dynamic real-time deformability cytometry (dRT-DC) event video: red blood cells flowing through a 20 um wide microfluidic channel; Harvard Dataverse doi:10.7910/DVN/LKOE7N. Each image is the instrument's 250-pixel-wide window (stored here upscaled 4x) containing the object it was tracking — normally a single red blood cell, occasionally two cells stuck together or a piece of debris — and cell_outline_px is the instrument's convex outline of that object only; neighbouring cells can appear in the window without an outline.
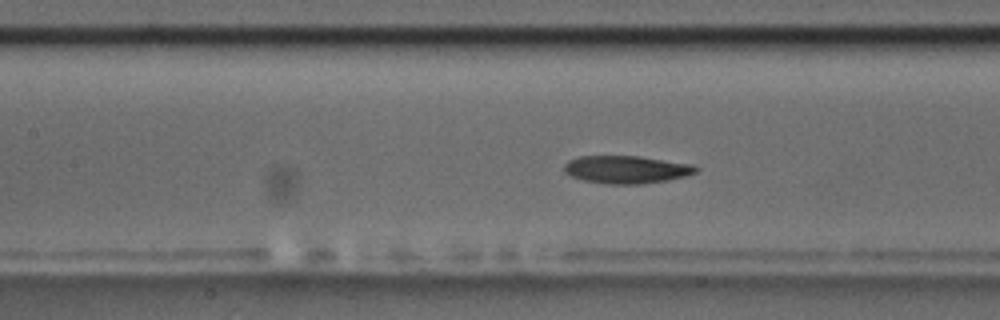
{"species": "common noctule bat (a hibernating species)", "species_latin": "Nyctalus noctula", "temperature_condition": "room temperature", "stored_images_in_passage": 43, "camera_frame_rate_fps": 3000, "um_per_image_px": 0.085, "animal": {"sex": "male", "body_mass_g": 17.5, "forearm_length_mm": 52.3}, "frame": {"image": 1, "passage_image": 10, "time_ms": 3.0, "image_size_px": [1000, 320], "cell_outline_px": [[700, 168], [696, 172], [684, 176], [668, 180], [640, 184], [604, 184], [584, 180], [572, 176], [564, 172], [564, 164], [568, 160], [580, 156], [640, 156], [692, 164]], "centroid_in_image_um": [53.24, 14.4], "position_along_channel_um": 154.2, "area_um2": 21.33}}
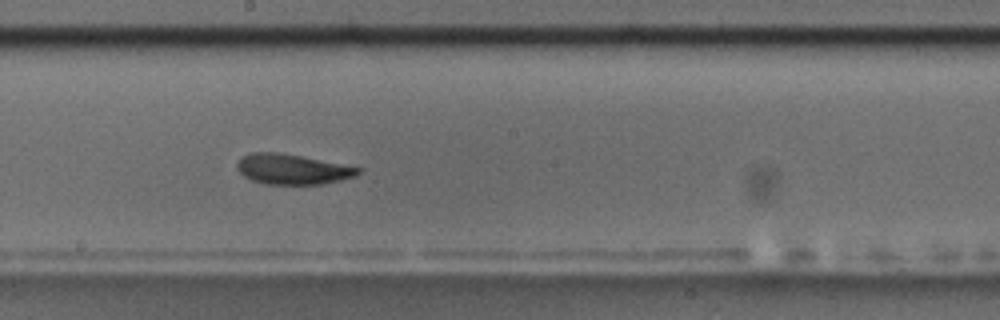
{"frame": {"image": 2, "passage_image": 16, "time_ms": 5.0, "image_size_px": [1000, 320], "cell_outline_px": [[364, 168], [356, 176], [340, 180], [320, 184], [264, 184], [252, 180], [244, 176], [236, 168], [236, 164], [244, 156], [252, 152], [276, 152], [300, 156]], "centroid_in_image_um": [24.86, 14.39], "position_along_channel_um": 223.3, "area_um2": 21.15}}
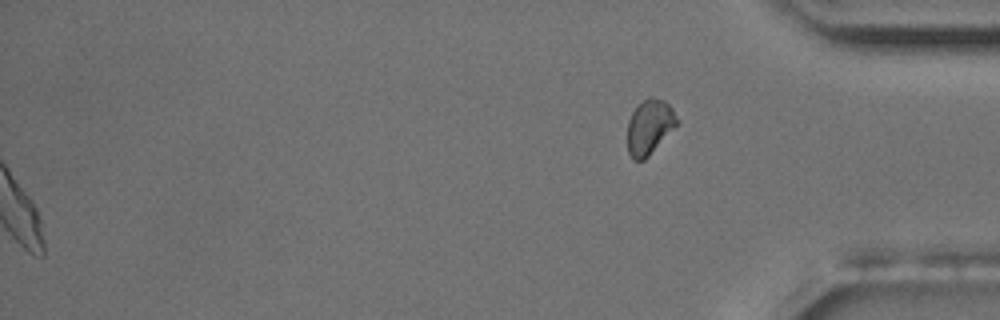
{"frame": {"image": 3, "passage_image": 43, "time_ms": 14.0, "image_size_px": [1000, 320], "cell_outline_px": [[680, 124], [644, 160], [632, 160], [628, 152], [628, 120], [632, 112], [648, 96], [652, 96], [664, 100], [672, 108], [680, 120]], "centroid_in_image_um": [55.25, 10.78], "position_along_channel_um": 380.0, "area_um2": 16.07}, "authors_computed_cell_mechanics": {"area_um2": 21.3282, "velocity_mm_per_s": 3.481, "shape_relaxation_time_tau1_ms": 5.1931, "shape_relaxation_time_tau2_ms": 3.8994, "deformation_change_tau1": 0.1289, "deformation_change_tau2": 0.1057}}